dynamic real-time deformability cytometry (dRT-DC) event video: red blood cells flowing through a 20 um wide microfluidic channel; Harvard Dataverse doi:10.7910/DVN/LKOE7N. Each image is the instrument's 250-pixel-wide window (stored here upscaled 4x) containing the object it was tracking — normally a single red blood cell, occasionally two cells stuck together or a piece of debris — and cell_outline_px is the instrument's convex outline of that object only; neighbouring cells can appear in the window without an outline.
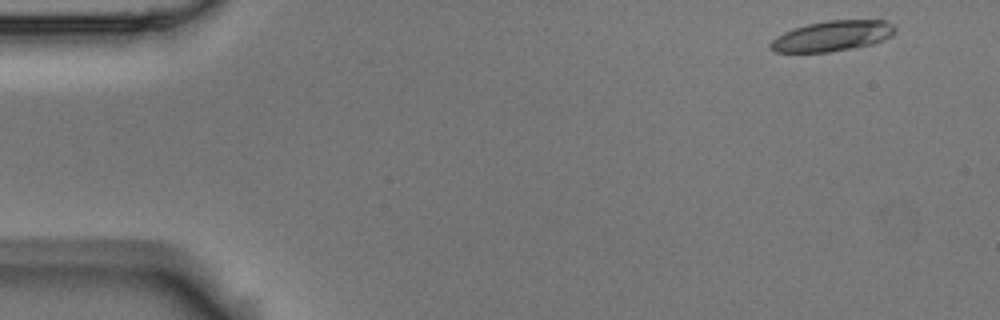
{"species": "Egyptian fruit bat (a non-hibernating species)", "species_latin": "Rousettus aegyptiacus", "temperature_condition": "room temperature", "stored_images_in_passage": 10, "camera_frame_rate_fps": 3000, "um_per_image_px": 0.085, "animal": {"sex": "male"}, "frame": {"image": 1, "passage_image": 1, "time_ms": 0.0, "image_size_px": [1000, 320], "cell_outline_px": [[896, 32], [892, 36], [872, 44], [828, 52], [776, 52], [768, 48], [768, 44], [776, 36], [792, 28], [808, 24], [828, 20], [884, 20], [896, 24]], "centroid_in_image_um": [70.75, 3.05], "position_along_channel_um": 14.2, "area_um2": 22.25}}
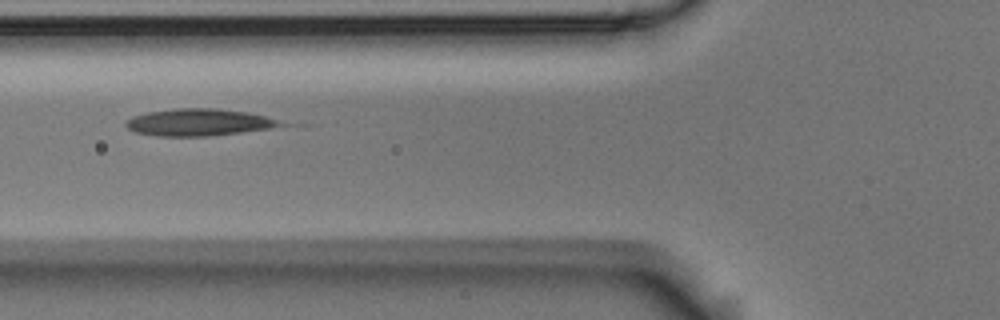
{"frame": {"image": 2, "passage_image": 6, "time_ms": 1.667, "image_size_px": [1000, 320], "cell_outline_px": [[312, 124], [208, 136], [156, 136], [136, 132], [128, 128], [124, 124], [132, 116], [148, 112], [176, 108], [216, 108], [248, 112]], "centroid_in_image_um": [17.3, 10.4], "position_along_channel_um": 108.5, "area_um2": 25.72}}
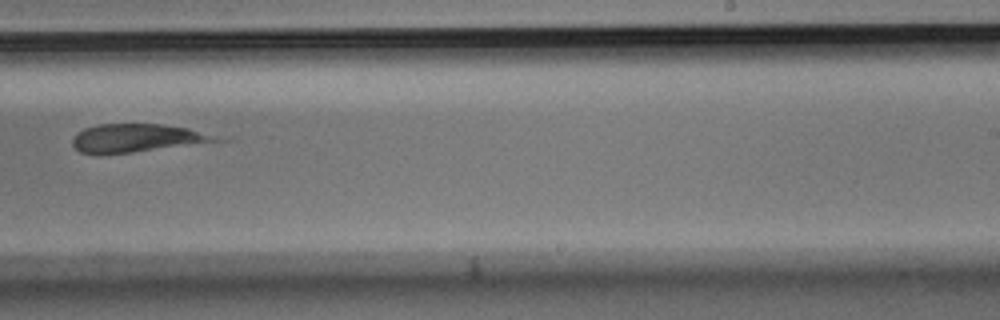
{"frame": {"image": 3, "passage_image": 10, "time_ms": 3.0, "image_size_px": [1000, 320], "cell_outline_px": [[228, 140], [132, 152], [80, 152], [72, 144], [72, 136], [76, 132], [84, 128], [100, 124], [160, 124], [188, 128]], "centroid_in_image_um": [11.63, 11.71], "position_along_channel_um": 277.4, "area_um2": 23.0}}